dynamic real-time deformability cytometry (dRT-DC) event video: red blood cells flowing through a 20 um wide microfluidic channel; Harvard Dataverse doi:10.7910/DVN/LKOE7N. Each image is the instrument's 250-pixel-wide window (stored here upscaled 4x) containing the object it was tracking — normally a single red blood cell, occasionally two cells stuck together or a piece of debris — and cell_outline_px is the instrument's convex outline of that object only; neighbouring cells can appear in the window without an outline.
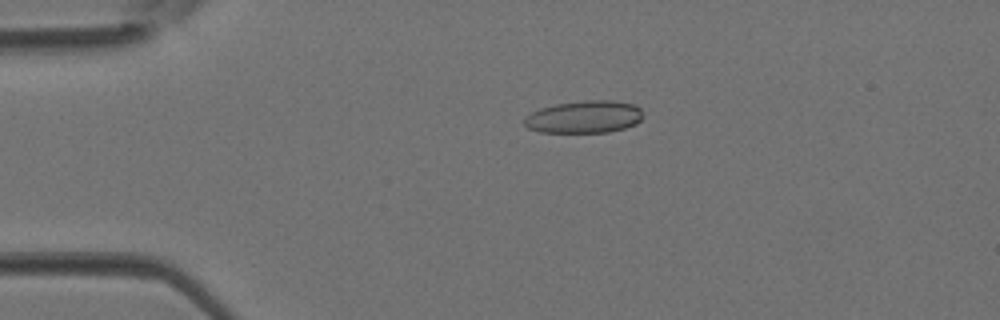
{"species": "Egyptian fruit bat (a non-hibernating species)", "species_latin": "Rousettus aegyptiacus", "temperature_condition": "room temperature", "stored_images_in_passage": 3, "camera_frame_rate_fps": 3000, "um_per_image_px": 0.085, "animal": {"sex": "female"}, "frame": {"image": 1, "passage_image": 2, "time_ms": 0.333, "image_size_px": [1000, 320], "cell_outline_px": [[640, 120], [636, 124], [624, 128], [608, 132], [540, 132], [528, 128], [524, 124], [524, 116], [540, 108], [556, 104], [588, 100], [612, 100], [636, 104], [640, 108]], "centroid_in_image_um": [49.64, 9.93], "position_along_channel_um": 35.4, "area_um2": 22.37}}